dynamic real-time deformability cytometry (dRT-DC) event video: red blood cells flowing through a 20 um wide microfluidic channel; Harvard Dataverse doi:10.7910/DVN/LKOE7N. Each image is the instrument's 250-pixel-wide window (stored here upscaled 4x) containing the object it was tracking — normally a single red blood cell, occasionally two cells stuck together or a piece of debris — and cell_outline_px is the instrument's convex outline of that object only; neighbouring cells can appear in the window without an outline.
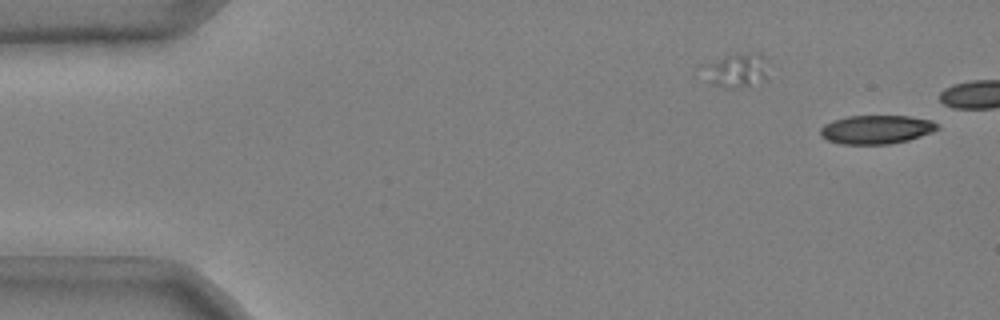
{"species": "common noctule bat (a hibernating species)", "species_latin": "Nyctalus noctula", "temperature_condition": "cold", "stored_images_in_passage": 29, "camera_frame_rate_fps": 3000, "um_per_image_px": 0.085, "animal": {"sex": "male", "body_mass_g": 20.4}, "frame": {"image": 1, "passage_image": 1, "time_ms": 0.0, "image_size_px": [1000, 320], "cell_outline_px": [[940, 128], [932, 132], [908, 140], [888, 144], [840, 144], [828, 140], [820, 136], [820, 128], [824, 124], [832, 120], [848, 116], [908, 116], [932, 120], [940, 124]], "centroid_in_image_um": [74.49, 11.0], "position_along_channel_um": 10.5, "area_um2": 19.71}}
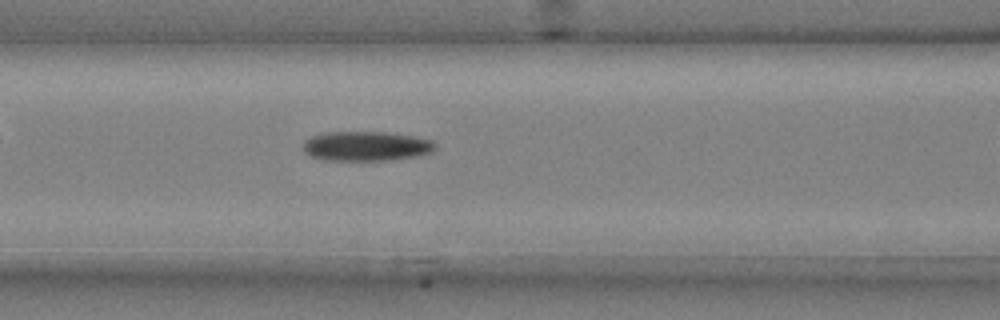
{"frame": {"image": 2, "passage_image": 21, "time_ms": 6.667, "image_size_px": [1000, 320], "cell_outline_px": [[436, 148], [432, 152], [416, 156], [388, 160], [324, 160], [312, 156], [304, 152], [304, 140], [312, 136], [328, 132], [384, 132], [412, 136], [432, 140], [436, 144]], "centroid_in_image_um": [31.13, 12.42], "position_along_channel_um": 135.5, "area_um2": 22.66}}
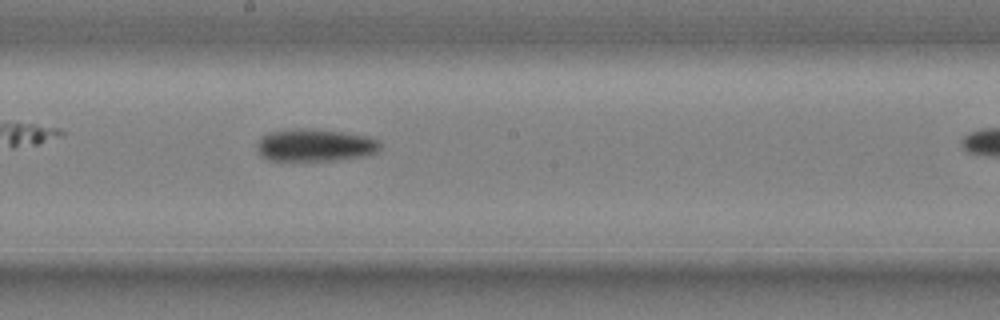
{"frame": {"image": 3, "passage_image": 28, "time_ms": 9.0, "image_size_px": [1000, 320], "cell_outline_px": [[380, 152], [368, 156], [336, 160], [268, 160], [260, 156], [256, 148], [256, 144], [268, 132], [288, 128], [316, 128], [368, 136], [380, 140]], "centroid_in_image_um": [26.8, 12.33], "position_along_channel_um": 221.4, "area_um2": 23.81}}